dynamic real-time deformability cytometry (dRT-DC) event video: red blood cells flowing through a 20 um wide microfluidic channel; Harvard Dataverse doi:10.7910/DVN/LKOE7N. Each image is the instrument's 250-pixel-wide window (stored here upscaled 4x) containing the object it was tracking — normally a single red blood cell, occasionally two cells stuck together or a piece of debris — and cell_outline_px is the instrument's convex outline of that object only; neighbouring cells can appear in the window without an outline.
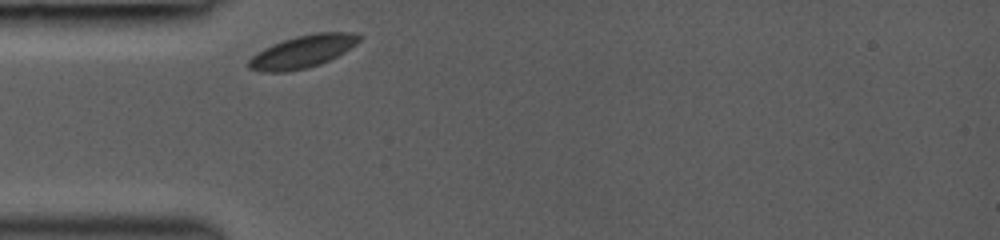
{"species": "common noctule bat (a hibernating species)", "species_latin": "Nyctalus noctula", "temperature_condition": "room temperature", "stored_images_in_passage": 27, "camera_frame_rate_fps": 3000, "um_per_image_px": 0.085, "animal": {"sex": "female", "body_mass_g": 19.0, "forearm_length_mm": 53.3}, "frame": {"image": 1, "passage_image": 1, "time_ms": 0.0, "image_size_px": [1000, 240], "cell_outline_px": [[364, 36], [356, 44], [344, 52], [320, 64], [308, 68], [284, 72], [260, 72], [248, 68], [248, 60], [256, 52], [272, 44], [296, 36], [316, 32], [352, 32]], "centroid_in_image_um": [25.71, 4.38], "position_along_channel_um": 59.3, "area_um2": 21.04}}
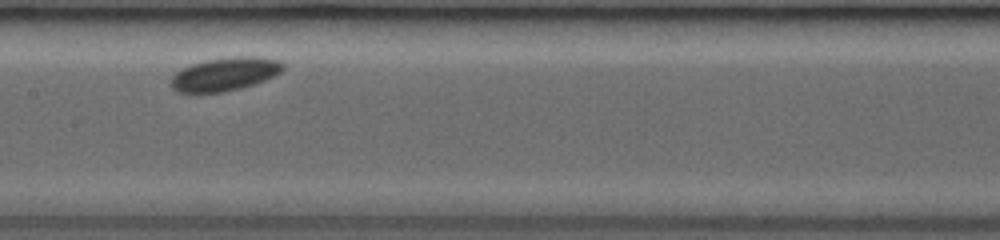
{"frame": {"image": 2, "passage_image": 11, "time_ms": 3.333, "image_size_px": [1000, 240], "cell_outline_px": [[284, 68], [280, 72], [264, 80], [240, 88], [224, 92], [196, 96], [176, 92], [172, 88], [172, 76], [176, 72], [192, 64], [204, 60], [236, 56], [252, 56], [280, 60], [284, 64]], "centroid_in_image_um": [19.05, 6.34], "position_along_channel_um": 188.3, "area_um2": 22.2}}
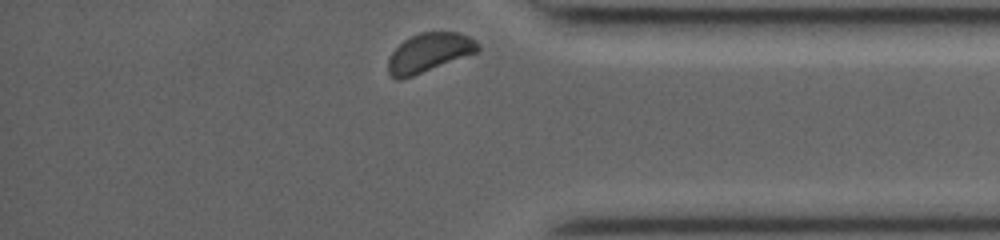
{"frame": {"image": 3, "passage_image": 27, "time_ms": 8.667, "image_size_px": [1000, 240], "cell_outline_px": [[480, 48], [476, 52], [412, 76], [400, 80], [396, 80], [388, 72], [388, 60], [392, 52], [404, 40], [420, 32], [456, 32], [468, 36], [476, 40], [480, 44]], "centroid_in_image_um": [36.46, 4.47], "position_along_channel_um": 398.7, "area_um2": 20.06}}